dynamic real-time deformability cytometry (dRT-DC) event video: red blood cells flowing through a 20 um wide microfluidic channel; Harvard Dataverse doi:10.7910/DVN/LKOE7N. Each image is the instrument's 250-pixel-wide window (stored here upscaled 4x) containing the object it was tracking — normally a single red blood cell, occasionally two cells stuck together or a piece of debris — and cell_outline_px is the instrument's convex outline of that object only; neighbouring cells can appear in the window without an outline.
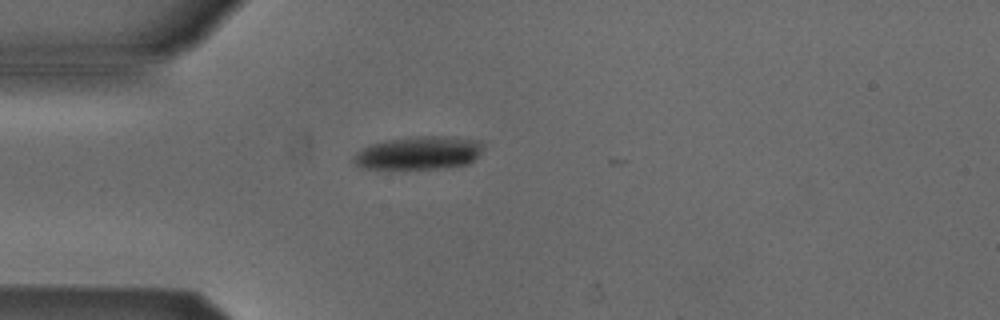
{"species": "Egyptian fruit bat (a non-hibernating species)", "species_latin": "Rousettus aegyptiacus", "temperature_condition": "cold", "stored_images_in_passage": 41, "camera_frame_rate_fps": 3000, "um_per_image_px": 0.085, "animal": {"sex": "male"}, "frame": {"image": 1, "passage_image": 2, "time_ms": 0.333, "image_size_px": [1000, 320], "cell_outline_px": [[484, 144], [480, 152], [468, 164], [436, 168], [360, 168], [352, 160], [352, 156], [360, 148], [368, 144], [388, 140], [416, 136], [452, 136], [476, 140]], "centroid_in_image_um": [35.54, 12.98], "position_along_channel_um": 49.5, "area_um2": 24.91}}
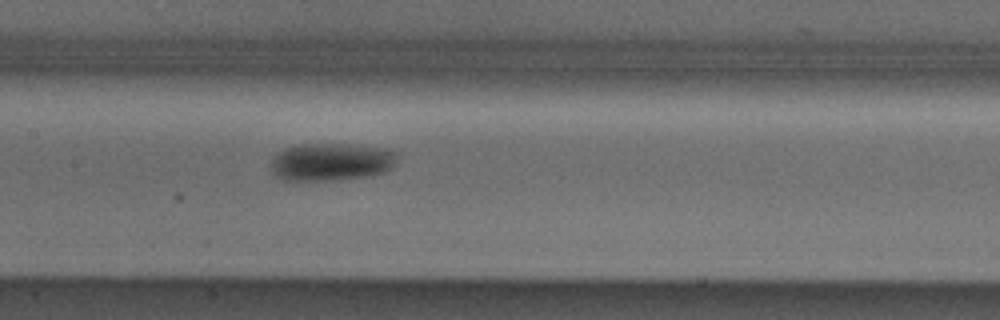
{"frame": {"image": 2, "passage_image": 13, "time_ms": 4.0, "image_size_px": [1000, 320], "cell_outline_px": [[396, 160], [392, 168], [384, 172], [368, 176], [336, 180], [280, 180], [272, 172], [272, 160], [276, 152], [284, 148], [300, 144], [348, 144], [388, 148], [396, 152]], "centroid_in_image_um": [28.15, 13.75], "position_along_channel_um": 179.3, "area_um2": 27.98}}
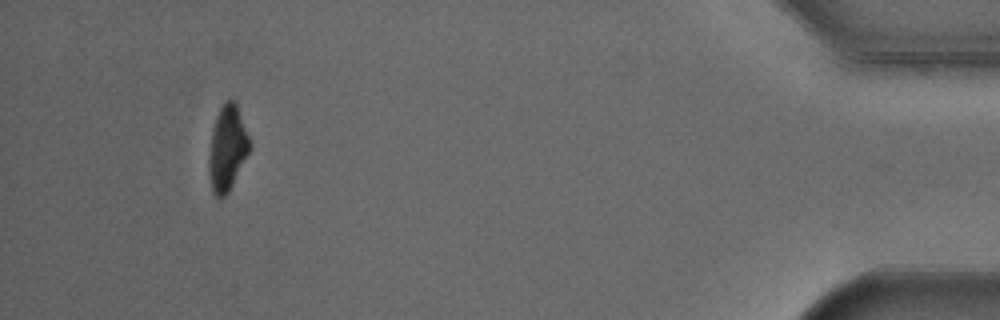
{"frame": {"image": 3, "passage_image": 37, "time_ms": 12.0, "image_size_px": [1000, 320], "cell_outline_px": [[252, 148], [228, 192], [220, 200], [212, 192], [208, 172], [208, 156], [212, 128], [216, 116], [220, 108], [232, 96], [236, 100], [252, 144]], "centroid_in_image_um": [19.33, 12.58], "position_along_channel_um": 415.9, "area_um2": 20.75}, "authors_computed_cell_mechanics": {"area_um2": 24.6806, "velocity_mm_per_s": 3.8672, "shape_relaxation_time_tau1_ms": 2.4214, "shape_relaxation_time_tau2_ms": null, "deformation_change_tau1": 0.0847, "deformation_change_tau2": null}}